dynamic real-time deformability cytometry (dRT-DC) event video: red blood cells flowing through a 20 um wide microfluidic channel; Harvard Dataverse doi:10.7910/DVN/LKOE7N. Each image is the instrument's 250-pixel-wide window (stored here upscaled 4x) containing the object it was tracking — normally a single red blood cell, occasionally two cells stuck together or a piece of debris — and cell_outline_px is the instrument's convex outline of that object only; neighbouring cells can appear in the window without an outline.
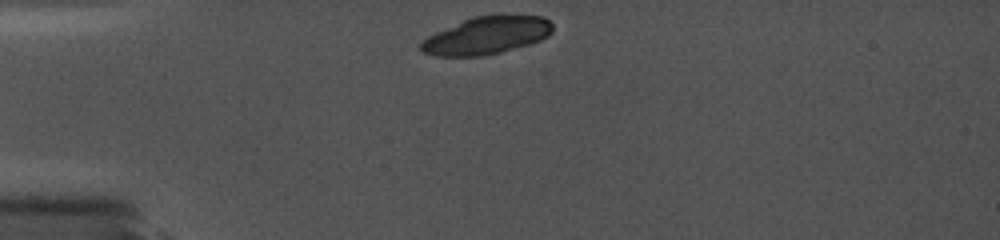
{"species": "common noctule bat (a hibernating species)", "species_latin": "Nyctalus noctula", "temperature_condition": "cold", "stored_images_in_passage": 3, "camera_frame_rate_fps": 5000, "um_per_image_px": 0.085, "animal": {"sex": "female", "body_mass_g": 19.0, "forearm_length_mm": 56.7}, "frame": {"image": 1, "passage_image": 1, "time_ms": 0.0, "image_size_px": [1000, 240], "cell_outline_px": [[552, 32], [548, 36], [540, 40], [528, 44], [500, 52], [480, 56], [436, 56], [420, 52], [420, 44], [428, 36], [436, 32], [472, 16], [544, 16], [552, 24]], "centroid_in_image_um": [41.34, 3.03], "position_along_channel_um": 43.7, "area_um2": 28.38}}